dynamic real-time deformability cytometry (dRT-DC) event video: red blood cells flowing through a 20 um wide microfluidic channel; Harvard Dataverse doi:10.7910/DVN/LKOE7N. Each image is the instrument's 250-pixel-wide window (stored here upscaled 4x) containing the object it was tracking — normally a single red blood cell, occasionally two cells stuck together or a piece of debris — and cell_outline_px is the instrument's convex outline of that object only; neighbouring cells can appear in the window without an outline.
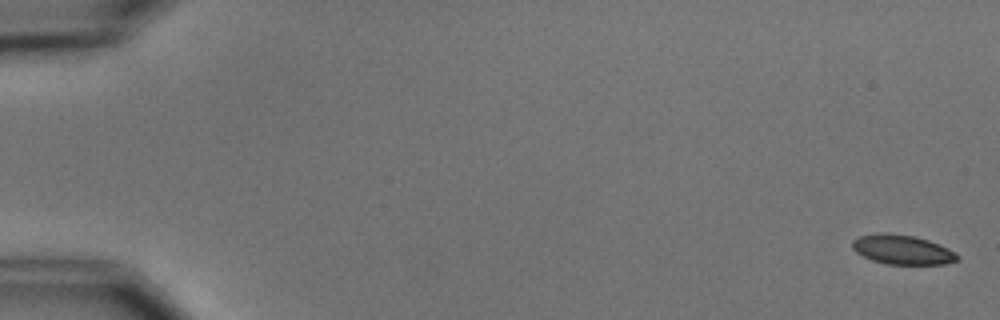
{"species": "common noctule bat (a hibernating species)", "species_latin": "Nyctalus noctula", "temperature_condition": "cold", "stored_images_in_passage": 10, "camera_frame_rate_fps": 3000, "um_per_image_px": 0.085, "animal": {"sex": "male", "body_mass_g": 15.6}, "frame": {"image": 1, "passage_image": 1, "time_ms": 0.0, "image_size_px": [1000, 320], "cell_outline_px": [[960, 260], [944, 264], [888, 264], [872, 260], [856, 252], [852, 248], [852, 240], [860, 236], [880, 232], [888, 232], [912, 236], [928, 240], [948, 248], [956, 252], [960, 256]], "centroid_in_image_um": [76.72, 21.22], "position_along_channel_um": 8.3, "area_um2": 18.09}}
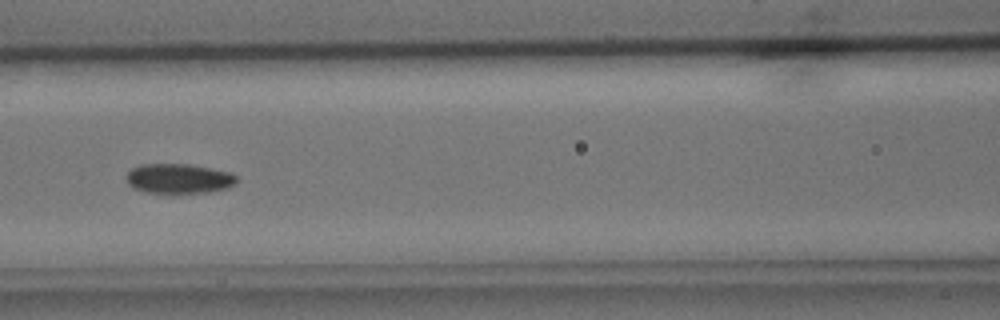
{"frame": {"image": 2, "passage_image": 8, "time_ms": 8.0, "image_size_px": [1000, 320], "cell_outline_px": [[236, 184], [224, 188], [208, 192], [148, 192], [136, 188], [128, 184], [128, 172], [132, 168], [140, 164], [188, 164], [228, 172], [236, 176]], "centroid_in_image_um": [15.19, 15.16], "position_along_channel_um": 151.4, "area_um2": 18.55}}
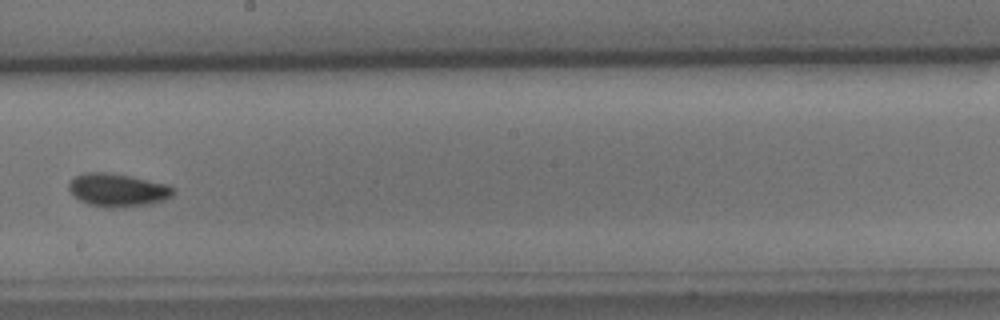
{"frame": {"image": 3, "passage_image": 10, "time_ms": 10.333, "image_size_px": [1000, 320], "cell_outline_px": [[172, 196], [164, 200], [152, 204], [124, 208], [108, 208], [88, 204], [80, 200], [68, 188], [68, 184], [76, 176], [88, 172], [104, 172], [128, 176], [168, 184], [172, 188]], "centroid_in_image_um": [10.01, 16.18], "position_along_channel_um": 238.2, "area_um2": 20.0}}